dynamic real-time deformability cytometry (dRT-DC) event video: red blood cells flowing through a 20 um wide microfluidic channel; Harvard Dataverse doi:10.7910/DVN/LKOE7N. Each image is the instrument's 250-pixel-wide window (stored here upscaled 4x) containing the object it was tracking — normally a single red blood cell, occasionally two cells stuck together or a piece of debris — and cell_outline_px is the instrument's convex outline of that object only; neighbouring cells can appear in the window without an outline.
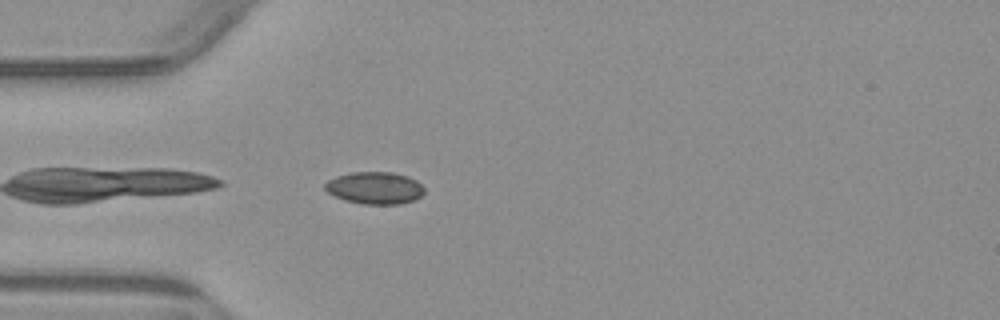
{"species": "common noctule bat (a hibernating species)", "species_latin": "Nyctalus noctula", "temperature_condition": "warm", "stored_images_in_passage": 5, "camera_frame_rate_fps": 3000, "um_per_image_px": 0.085, "animal": {"sex": "male", "body_mass_g": 23.1, "forearm_length_mm": 52.7}, "frame": {"image": 1, "passage_image": 5, "time_ms": 4.667, "image_size_px": [1000, 320], "cell_outline_px": [[424, 192], [420, 196], [412, 200], [400, 204], [364, 204], [344, 200], [332, 196], [324, 188], [324, 184], [328, 180], [336, 176], [352, 172], [392, 172], [408, 176], [416, 180], [424, 188]], "centroid_in_image_um": [31.82, 15.97], "position_along_channel_um": 53.2, "area_um2": 18.67}}